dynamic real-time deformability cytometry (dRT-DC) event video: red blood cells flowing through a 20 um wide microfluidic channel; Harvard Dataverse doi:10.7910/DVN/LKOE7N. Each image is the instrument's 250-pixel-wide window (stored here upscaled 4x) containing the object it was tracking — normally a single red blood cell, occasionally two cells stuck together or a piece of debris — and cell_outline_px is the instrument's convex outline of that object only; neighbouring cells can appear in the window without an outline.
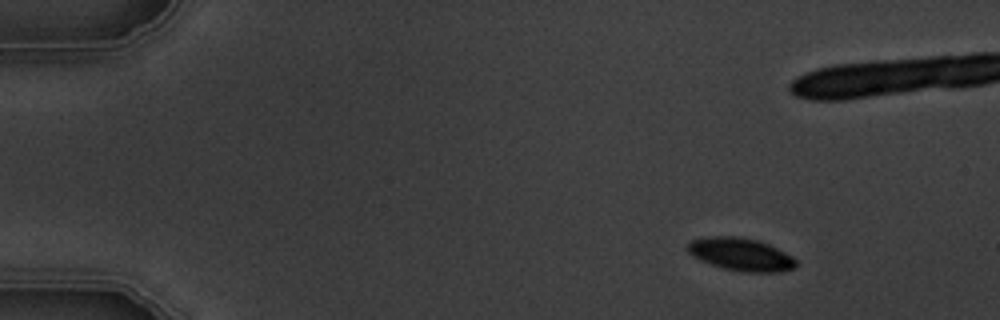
{"species": "common noctule bat (a hibernating species)", "species_latin": "Nyctalus noctula", "temperature_condition": "warm", "stored_images_in_passage": 4, "camera_frame_rate_fps": 3000, "um_per_image_px": 0.085, "animal": {"sex": "male", "body_mass_g": 19.5, "forearm_length_mm": 54.6}, "frame": {"image": 1, "passage_image": 1, "time_ms": 0.0, "image_size_px": [1000, 320], "cell_outline_px": [[796, 264], [792, 268], [780, 272], [744, 272], [724, 268], [700, 260], [692, 256], [688, 252], [688, 244], [692, 240], [704, 236], [736, 236], [756, 240], [768, 244], [792, 256], [796, 260]], "centroid_in_image_um": [62.94, 21.61], "position_along_channel_um": 22.1, "area_um2": 20.52}}